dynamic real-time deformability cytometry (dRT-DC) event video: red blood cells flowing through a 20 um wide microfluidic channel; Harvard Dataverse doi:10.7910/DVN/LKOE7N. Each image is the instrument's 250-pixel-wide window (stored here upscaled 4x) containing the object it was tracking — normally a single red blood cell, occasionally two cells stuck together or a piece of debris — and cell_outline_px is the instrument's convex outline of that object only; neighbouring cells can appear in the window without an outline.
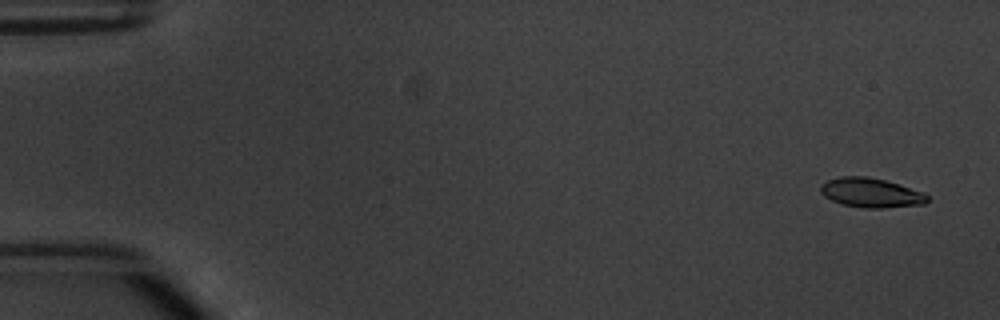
{"species": "common noctule bat (a hibernating species)", "species_latin": "Nyctalus noctula", "temperature_condition": "warm", "stored_images_in_passage": 4, "camera_frame_rate_fps": 3000, "um_per_image_px": 0.085, "animal": {"sex": "male", "body_mass_g": 20.1, "forearm_length_mm": 53.5}, "frame": {"image": 1, "passage_image": 1, "time_ms": 0.0, "image_size_px": [1000, 320], "cell_outline_px": [[928, 200], [924, 204], [884, 208], [864, 208], [840, 204], [824, 196], [820, 192], [820, 184], [828, 180], [840, 176], [868, 176], [900, 184], [924, 192], [928, 196]], "centroid_in_image_um": [74.02, 16.38], "position_along_channel_um": 11.0, "area_um2": 18.5}}
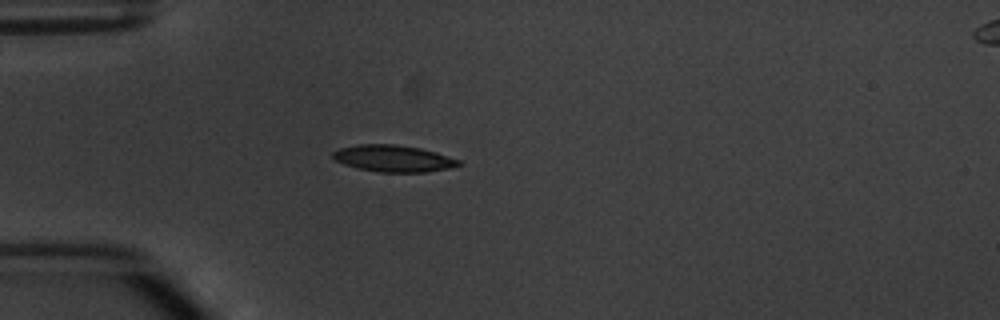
{"frame": {"image": 2, "passage_image": 4, "time_ms": 4.333, "image_size_px": [1000, 320], "cell_outline_px": [[464, 164], [448, 168], [424, 172], [380, 172], [356, 168], [344, 164], [336, 160], [332, 156], [332, 152], [340, 148], [360, 144], [396, 144], [420, 148], [436, 152], [460, 160]], "centroid_in_image_um": [33.44, 13.47], "position_along_channel_um": 51.6, "area_um2": 19.54}}